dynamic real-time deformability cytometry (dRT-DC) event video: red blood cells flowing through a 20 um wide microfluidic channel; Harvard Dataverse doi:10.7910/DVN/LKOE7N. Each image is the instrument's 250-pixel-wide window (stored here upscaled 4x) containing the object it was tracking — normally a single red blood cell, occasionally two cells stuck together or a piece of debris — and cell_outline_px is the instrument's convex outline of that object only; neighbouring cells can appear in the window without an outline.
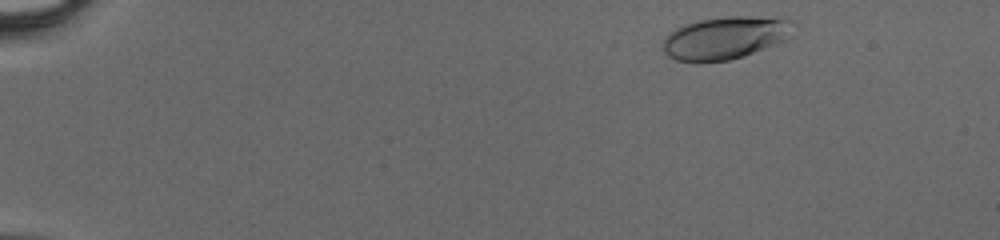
{"species": "human", "species_latin": "Homo sapiens", "temperature_condition": "cold", "stored_images_in_passage": 42, "camera_frame_rate_fps": 3000, "um_per_image_px": 0.085, "donor": {"sex": "male"}, "frame": {"image": 1, "passage_image": 2, "time_ms": 0.333, "image_size_px": [1000, 240], "cell_outline_px": [[792, 20], [780, 40], [764, 48], [744, 56], [728, 60], [700, 64], [696, 64], [676, 60], [668, 56], [664, 52], [664, 40], [668, 32], [676, 28], [700, 20], [728, 16], [748, 16]], "centroid_in_image_um": [61.45, 3.26], "position_along_channel_um": 23.5, "area_um2": 31.56}}
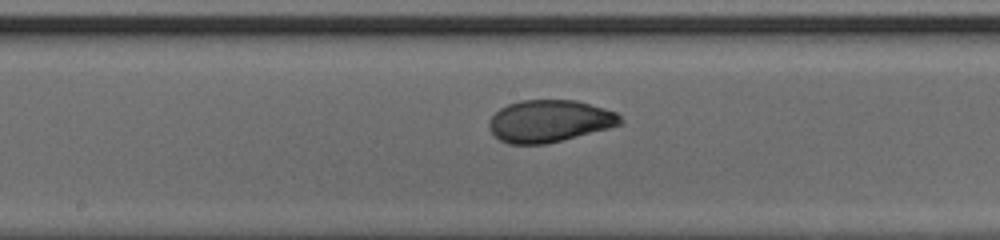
{"frame": {"image": 2, "passage_image": 22, "time_ms": 7.0, "image_size_px": [1000, 240], "cell_outline_px": [[624, 124], [544, 144], [508, 144], [500, 140], [488, 128], [488, 120], [500, 108], [508, 104], [520, 100], [576, 100], [604, 108], [616, 112], [624, 120]], "centroid_in_image_um": [46.69, 10.28], "position_along_channel_um": 201.5, "area_um2": 32.14}}
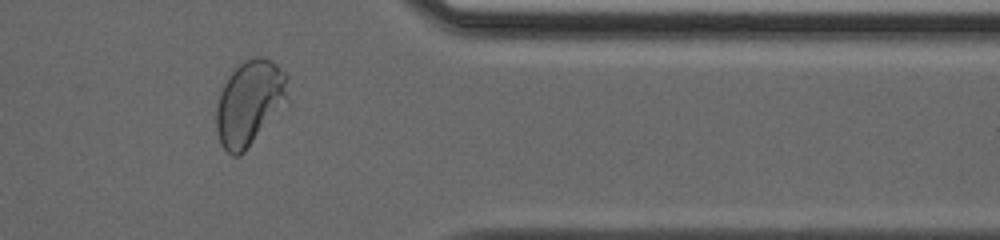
{"frame": {"image": 3, "passage_image": 35, "time_ms": 11.333, "image_size_px": [1000, 240], "cell_outline_px": [[288, 80], [284, 96], [244, 152], [240, 156], [232, 156], [220, 144], [216, 128], [216, 108], [220, 92], [228, 76], [244, 60], [252, 56], [260, 56], [272, 60], [288, 76]], "centroid_in_image_um": [21.1, 8.68], "position_along_channel_um": 390.3, "area_um2": 33.7}}